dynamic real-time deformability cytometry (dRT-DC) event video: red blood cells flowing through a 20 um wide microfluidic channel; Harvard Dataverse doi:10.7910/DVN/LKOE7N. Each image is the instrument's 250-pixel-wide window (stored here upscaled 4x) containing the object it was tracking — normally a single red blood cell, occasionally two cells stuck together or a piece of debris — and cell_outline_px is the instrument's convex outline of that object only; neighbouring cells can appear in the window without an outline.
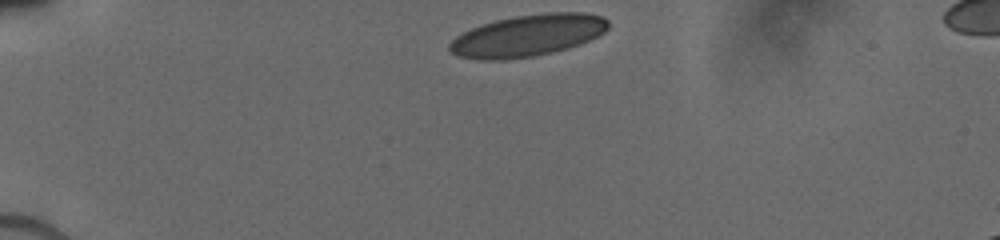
{"species": "human", "species_latin": "Homo sapiens", "temperature_condition": "cold", "stored_images_in_passage": 7, "camera_frame_rate_fps": 3000, "um_per_image_px": 0.085, "donor": {"sex": "male"}, "frame": {"image": 1, "passage_image": 1, "time_ms": 0.0, "image_size_px": [1000, 240], "cell_outline_px": [[608, 28], [604, 32], [580, 44], [568, 48], [552, 52], [532, 56], [504, 60], [476, 60], [456, 56], [448, 48], [448, 44], [456, 36], [472, 28], [496, 20], [516, 16], [548, 12], [584, 12], [604, 16], [608, 20]], "centroid_in_image_um": [44.85, 3.02], "position_along_channel_um": 40.1, "area_um2": 38.61}}